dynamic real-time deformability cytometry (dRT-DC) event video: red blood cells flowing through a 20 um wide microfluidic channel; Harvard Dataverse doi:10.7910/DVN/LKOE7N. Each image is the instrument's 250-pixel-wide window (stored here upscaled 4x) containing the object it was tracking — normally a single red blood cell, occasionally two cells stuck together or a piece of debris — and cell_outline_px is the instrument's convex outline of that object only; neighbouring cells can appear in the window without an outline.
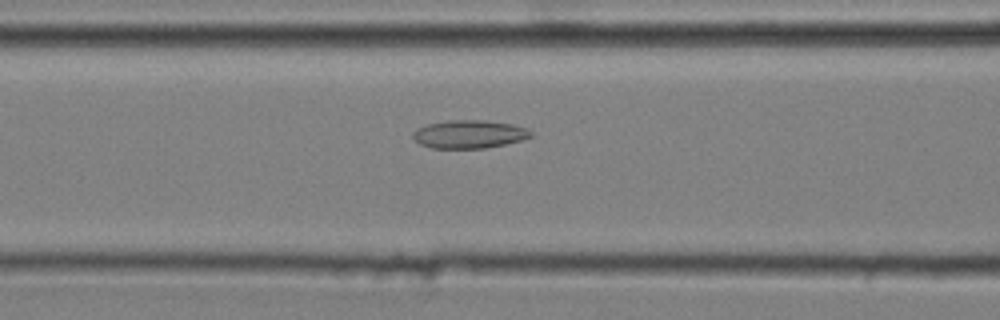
{"species": "common noctule bat (a hibernating species)", "species_latin": "Nyctalus noctula", "temperature_condition": "cold", "stored_images_in_passage": 48, "camera_frame_rate_fps": 3000, "um_per_image_px": 0.085, "animal": {"sex": "male", "body_mass_g": 20.4}, "frame": {"image": 1, "passage_image": 22, "time_ms": 7.0, "image_size_px": [1000, 320], "cell_outline_px": [[532, 136], [520, 140], [504, 144], [484, 148], [432, 148], [420, 144], [412, 136], [412, 132], [416, 128], [428, 124], [448, 120], [484, 120], [512, 124], [524, 128], [532, 132]], "centroid_in_image_um": [39.84, 11.4], "position_along_channel_um": 126.8, "area_um2": 19.19}}
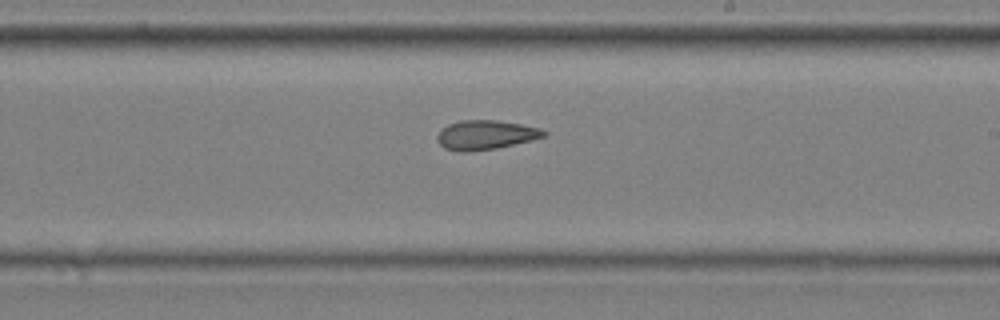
{"frame": {"image": 2, "passage_image": 32, "time_ms": 10.333, "image_size_px": [1000, 320], "cell_outline_px": [[548, 136], [496, 148], [464, 152], [460, 152], [444, 148], [436, 140], [436, 136], [440, 128], [448, 124], [460, 120], [496, 120], [520, 124], [540, 128], [548, 132]], "centroid_in_image_um": [41.25, 11.46], "position_along_channel_um": 247.8, "area_um2": 18.32}}
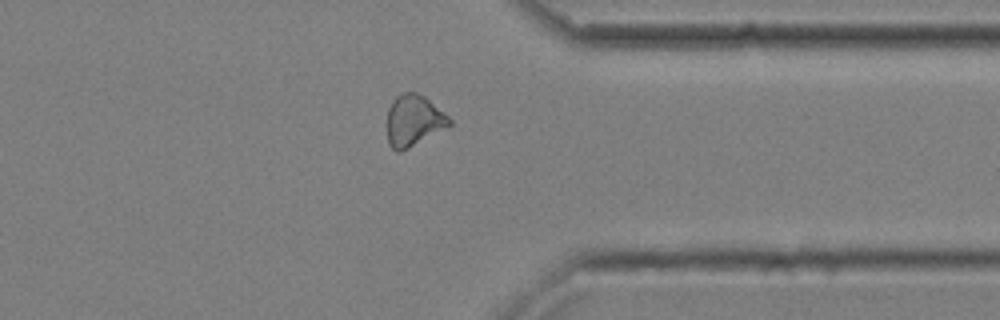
{"frame": {"image": 3, "passage_image": 43, "time_ms": 14.0, "image_size_px": [1000, 320], "cell_outline_px": [[452, 124], [448, 128], [400, 152], [396, 152], [388, 144], [388, 108], [392, 100], [400, 92], [416, 92], [424, 96], [444, 112], [452, 120]], "centroid_in_image_um": [35.17, 10.24], "position_along_channel_um": 376.2, "area_um2": 18.79}, "authors_computed_cell_mechanics": {"area_um2": 18.9006, "velocity_mm_per_s": 3.6379, "shape_relaxation_time_tau1_ms": null, "shape_relaxation_time_tau2_ms": 7.0467, "deformation_change_tau1": null, "deformation_change_tau2": 0.1513}}